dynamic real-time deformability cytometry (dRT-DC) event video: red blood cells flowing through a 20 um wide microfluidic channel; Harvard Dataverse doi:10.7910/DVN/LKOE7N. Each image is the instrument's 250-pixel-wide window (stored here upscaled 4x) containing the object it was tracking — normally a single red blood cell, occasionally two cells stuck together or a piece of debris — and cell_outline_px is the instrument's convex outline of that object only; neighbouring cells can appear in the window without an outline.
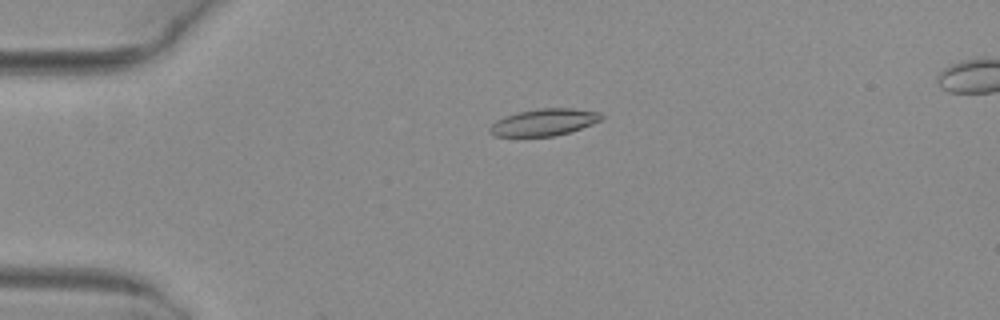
{"species": "common noctule bat (a hibernating species)", "species_latin": "Nyctalus noctula", "temperature_condition": "warm", "stored_images_in_passage": 4, "camera_frame_rate_fps": 3000, "um_per_image_px": 0.085, "animal": {"sex": "female", "body_mass_g": 29.2, "forearm_length_mm": 56.3}, "frame": {"image": 1, "passage_image": 2, "time_ms": 0.333, "image_size_px": [1000, 320], "cell_outline_px": [[604, 116], [600, 120], [592, 124], [568, 132], [552, 136], [496, 136], [488, 132], [488, 128], [496, 120], [504, 116], [536, 108], [572, 108], [600, 112]], "centroid_in_image_um": [46.22, 10.38], "position_along_channel_um": 38.8, "area_um2": 17.4}}